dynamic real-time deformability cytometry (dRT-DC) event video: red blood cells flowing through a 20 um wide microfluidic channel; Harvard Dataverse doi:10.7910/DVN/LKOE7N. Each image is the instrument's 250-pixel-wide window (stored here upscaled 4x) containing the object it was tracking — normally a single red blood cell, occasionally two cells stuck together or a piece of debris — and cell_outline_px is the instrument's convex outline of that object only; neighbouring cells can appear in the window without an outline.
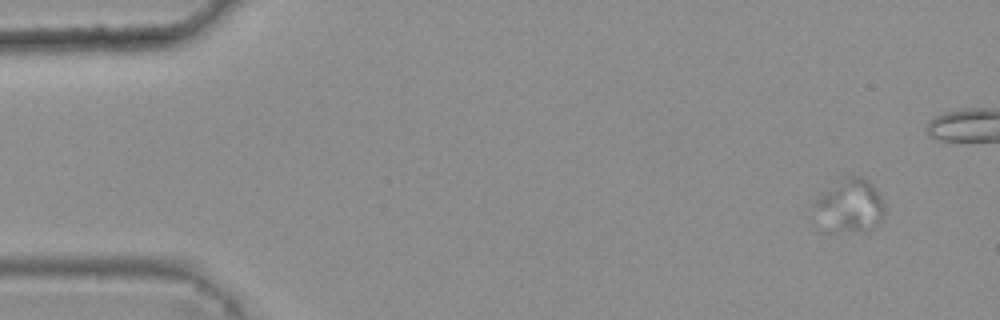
{"species": "common noctule bat (a hibernating species)", "species_latin": "Nyctalus noctula", "temperature_condition": "warm", "stored_images_in_passage": 5, "camera_frame_rate_fps": 3000, "um_per_image_px": 0.085, "animal": {"sex": "female", "body_mass_g": 25.1}, "frame": {"image": 1, "passage_image": 5, "time_ms": 1.333, "image_size_px": [1000, 320], "cell_outline_px": [[884, 212], [880, 220], [868, 232], [840, 232], [816, 204], [816, 200], [848, 176], [864, 176], [872, 184], [880, 196], [884, 204]], "centroid_in_image_um": [72.47, 17.44], "position_along_channel_um": 12.5, "area_um2": 19.59}}